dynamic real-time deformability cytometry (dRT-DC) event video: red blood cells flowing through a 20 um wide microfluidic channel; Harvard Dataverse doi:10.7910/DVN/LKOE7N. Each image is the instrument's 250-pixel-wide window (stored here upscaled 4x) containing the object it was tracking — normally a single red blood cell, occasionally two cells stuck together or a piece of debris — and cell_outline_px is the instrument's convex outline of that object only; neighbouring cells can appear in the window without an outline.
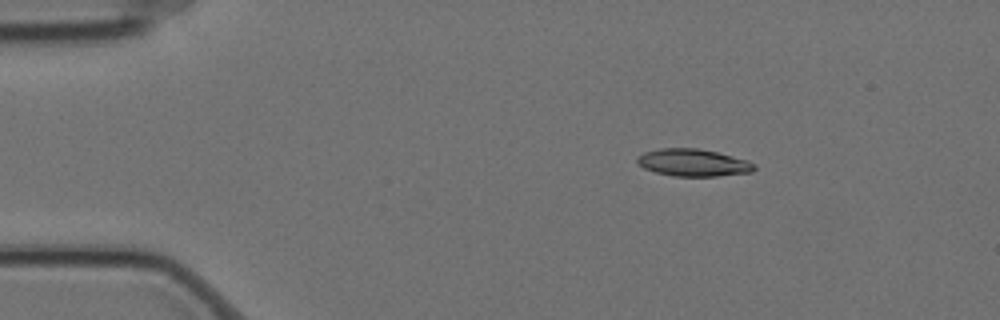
{"species": "Egyptian fruit bat (a non-hibernating species)", "species_latin": "Rousettus aegyptiacus", "temperature_condition": "cold", "stored_images_in_passage": 4, "camera_frame_rate_fps": 3000, "um_per_image_px": 0.085, "animal": {"sex": "female"}, "frame": {"image": 1, "passage_image": 2, "time_ms": 0.333, "image_size_px": [1000, 320], "cell_outline_px": [[756, 168], [752, 172], [716, 176], [672, 176], [656, 172], [644, 168], [636, 160], [636, 156], [644, 152], [660, 148], [696, 148], [716, 152], [748, 160], [756, 164]], "centroid_in_image_um": [58.92, 13.82], "position_along_channel_um": 26.1, "area_um2": 18.61}}